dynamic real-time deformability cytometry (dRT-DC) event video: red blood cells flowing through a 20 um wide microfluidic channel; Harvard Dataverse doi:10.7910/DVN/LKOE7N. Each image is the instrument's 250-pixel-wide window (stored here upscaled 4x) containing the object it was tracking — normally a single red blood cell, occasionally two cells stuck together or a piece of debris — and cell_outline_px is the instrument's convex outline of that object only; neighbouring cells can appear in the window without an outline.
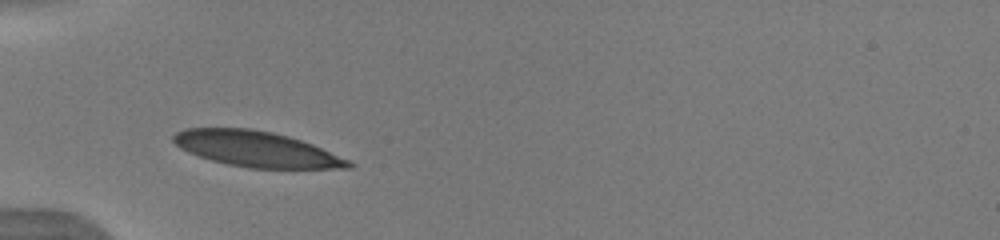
{"species": "human", "species_latin": "Homo sapiens", "temperature_condition": "warm", "stored_images_in_passage": 35, "camera_frame_rate_fps": 3000, "um_per_image_px": 0.085, "donor": {"sex": "male"}, "frame": {"image": 1, "passage_image": 1, "time_ms": 0.0, "image_size_px": [1000, 240], "cell_outline_px": [[356, 164], [352, 168], [252, 168], [228, 164], [212, 160], [188, 152], [180, 148], [172, 140], [172, 136], [176, 132], [184, 128], [252, 128], [272, 132], [288, 136], [312, 144], [348, 160]], "centroid_in_image_um": [21.77, 12.66], "position_along_channel_um": 63.2, "area_um2": 36.01}}
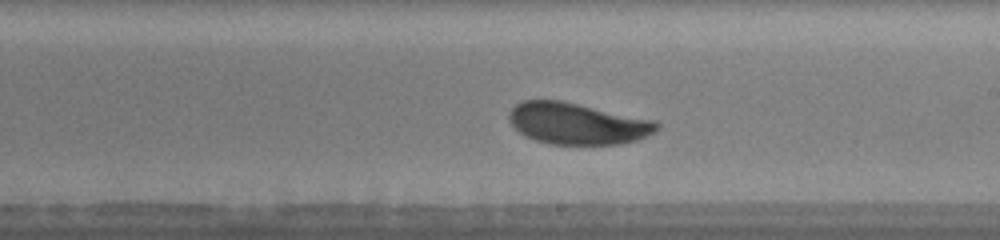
{"frame": {"image": 2, "passage_image": 15, "time_ms": 4.667, "image_size_px": [1000, 240], "cell_outline_px": [[660, 128], [656, 132], [636, 140], [616, 144], [548, 144], [524, 136], [508, 120], [508, 112], [516, 104], [524, 100], [564, 100], [656, 120], [660, 124]], "centroid_in_image_um": [49.09, 10.49], "position_along_channel_um": 239.9, "area_um2": 36.07}}
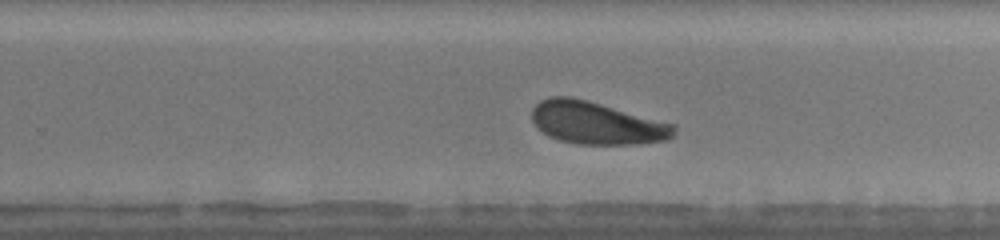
{"frame": {"image": 3, "passage_image": 18, "time_ms": 5.667, "image_size_px": [1000, 240], "cell_outline_px": [[676, 132], [668, 140], [640, 144], [576, 144], [560, 140], [548, 136], [532, 120], [532, 108], [540, 100], [548, 96], [568, 96], [588, 100], [676, 124]], "centroid_in_image_um": [50.74, 10.45], "position_along_channel_um": 279.1, "area_um2": 35.43}, "authors_computed_cell_mechanics": {"area_um2": 35.6626, "velocity_mm_per_s": 3.9316, "shape_relaxation_time_tau1_ms": 2.4792, "shape_relaxation_time_tau2_ms": null, "deformation_change_tau1": 0.1132, "deformation_change_tau2": null}}